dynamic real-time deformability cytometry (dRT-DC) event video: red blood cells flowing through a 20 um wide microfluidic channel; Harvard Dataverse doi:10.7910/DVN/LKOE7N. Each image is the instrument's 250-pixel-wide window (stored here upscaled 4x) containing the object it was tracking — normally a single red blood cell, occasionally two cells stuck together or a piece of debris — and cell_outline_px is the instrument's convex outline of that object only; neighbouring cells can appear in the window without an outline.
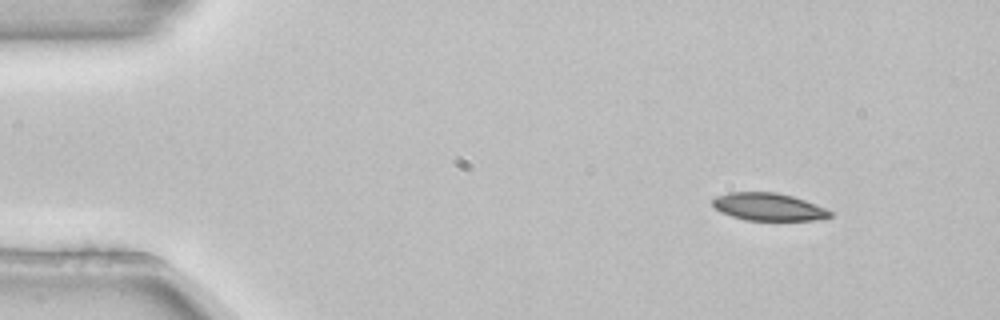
{"species": "common noctule bat (a hibernating species)", "species_latin": "Nyctalus noctula", "temperature_condition": "room temperature", "stored_images_in_passage": 3, "camera_frame_rate_fps": 3000, "um_per_image_px": 0.085, "animal": {"sex": "female", "body_mass_g": 22.7, "forearm_length_mm": 54.2}, "frame": {"image": 1, "passage_image": 1, "time_ms": 0.0, "image_size_px": [1000, 320], "cell_outline_px": [[832, 216], [812, 220], [744, 220], [720, 212], [712, 204], [712, 200], [716, 196], [728, 192], [776, 192], [792, 196], [804, 200], [824, 208], [832, 212]], "centroid_in_image_um": [65.27, 17.58], "position_along_channel_um": 19.7, "area_um2": 18.73}}
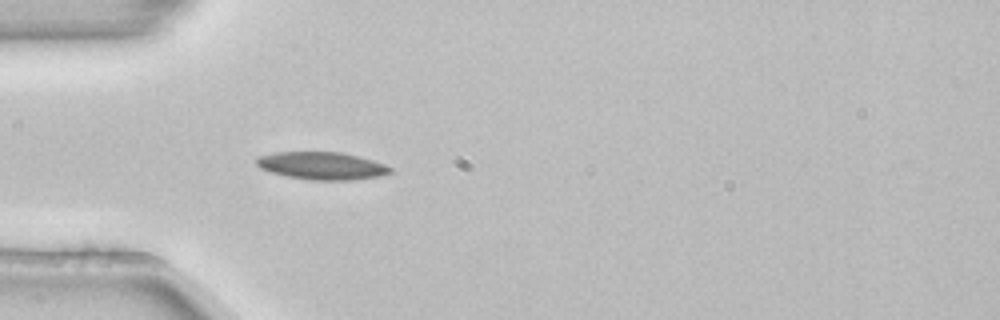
{"frame": {"image": 2, "passage_image": 3, "time_ms": 0.667, "image_size_px": [1000, 320], "cell_outline_px": [[392, 172], [380, 176], [352, 180], [312, 180], [288, 176], [272, 172], [260, 168], [256, 164], [256, 156], [276, 152], [340, 152], [360, 156], [384, 164], [392, 168]], "centroid_in_image_um": [27.36, 14.08], "position_along_channel_um": 57.6, "area_um2": 21.5}}